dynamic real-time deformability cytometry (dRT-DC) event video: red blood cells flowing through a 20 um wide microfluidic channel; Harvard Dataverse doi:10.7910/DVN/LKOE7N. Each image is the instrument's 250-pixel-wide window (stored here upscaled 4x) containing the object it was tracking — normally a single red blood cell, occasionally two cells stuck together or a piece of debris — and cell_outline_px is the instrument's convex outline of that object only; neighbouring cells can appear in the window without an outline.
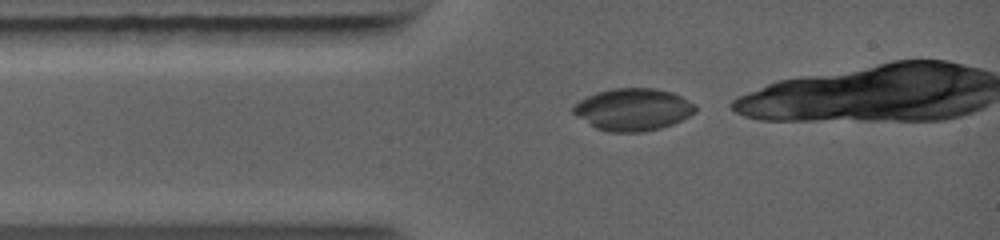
{"species": "common noctule bat (a hibernating species)", "species_latin": "Nyctalus noctula", "temperature_condition": "warm", "stored_images_in_passage": 30, "camera_frame_rate_fps": 5000, "um_per_image_px": 0.085, "animal": {"sex": "female", "body_mass_g": 19.0, "forearm_length_mm": 56.7}, "frame": {"image": 1, "passage_image": 1, "time_ms": 0.0, "image_size_px": [1000, 240], "cell_outline_px": [[696, 112], [672, 124], [660, 128], [644, 132], [608, 132], [596, 128], [572, 112], [572, 108], [580, 100], [596, 92], [616, 88], [652, 88], [672, 92], [696, 104]], "centroid_in_image_um": [53.82, 9.31], "position_along_channel_um": 31.2, "area_um2": 29.82}}
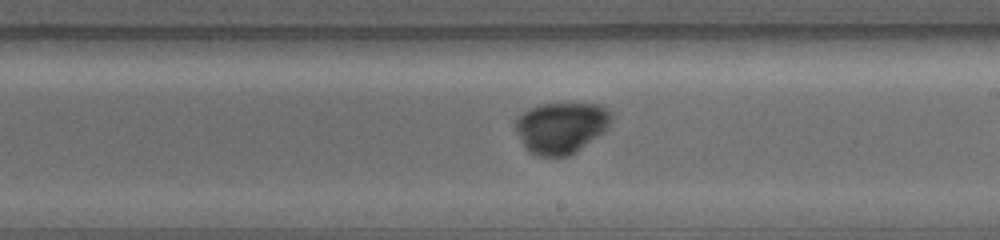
{"frame": {"image": 2, "passage_image": 17, "time_ms": 4.6, "image_size_px": [1000, 240], "cell_outline_px": [[612, 120], [608, 128], [604, 132], [576, 152], [568, 156], [536, 156], [528, 152], [524, 148], [516, 132], [516, 116], [528, 108], [540, 104], [600, 104], [612, 112]], "centroid_in_image_um": [47.69, 10.85], "position_along_channel_um": 241.3, "area_um2": 29.02}}
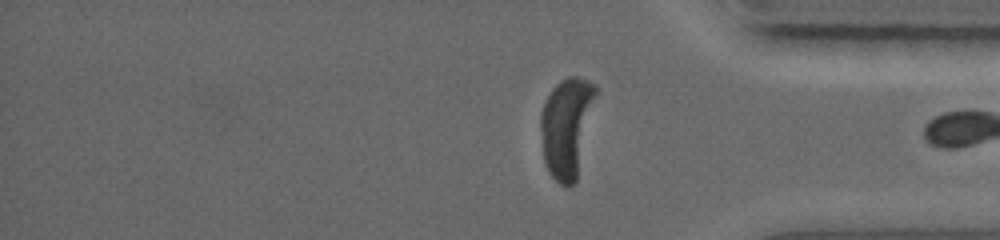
{"frame": {"image": 3, "passage_image": 29, "time_ms": 7.8, "image_size_px": [1000, 240], "cell_outline_px": [[596, 92], [576, 180], [572, 184], [560, 184], [548, 172], [544, 160], [540, 128], [540, 112], [552, 88], [560, 80], [568, 76], [576, 76], [588, 80], [596, 84]], "centroid_in_image_um": [48.14, 10.75], "position_along_channel_um": 387.1, "area_um2": 31.33}}